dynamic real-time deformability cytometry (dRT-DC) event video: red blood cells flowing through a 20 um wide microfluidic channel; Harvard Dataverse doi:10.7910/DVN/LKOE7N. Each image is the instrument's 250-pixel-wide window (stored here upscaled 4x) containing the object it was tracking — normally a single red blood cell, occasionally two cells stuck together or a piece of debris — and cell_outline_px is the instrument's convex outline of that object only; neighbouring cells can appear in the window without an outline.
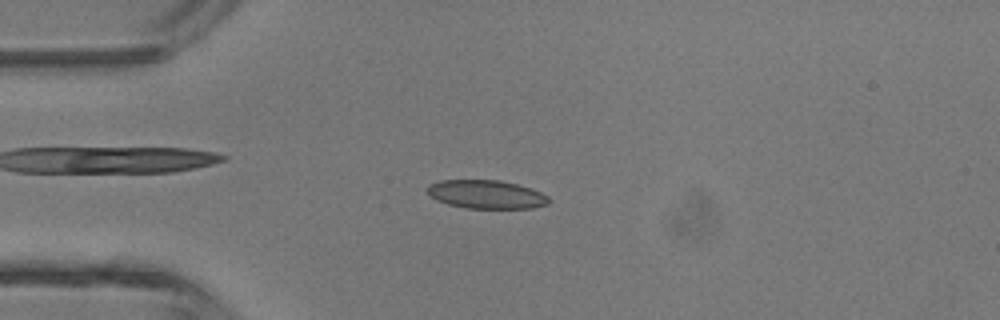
{"species": "common noctule bat (a hibernating species)", "species_latin": "Nyctalus noctula", "temperature_condition": "room temperature", "stored_images_in_passage": 3, "camera_frame_rate_fps": 3000, "um_per_image_px": 0.085, "animal": {"sex": "male", "body_mass_g": 13.3}, "frame": {"image": 1, "passage_image": 2, "time_ms": 2.0, "image_size_px": [1000, 320], "cell_outline_px": [[552, 200], [548, 204], [532, 208], [464, 208], [448, 204], [436, 200], [428, 192], [428, 184], [440, 180], [500, 180], [532, 188], [548, 196]], "centroid_in_image_um": [41.36, 16.52], "position_along_channel_um": 43.6, "area_um2": 20.23}}